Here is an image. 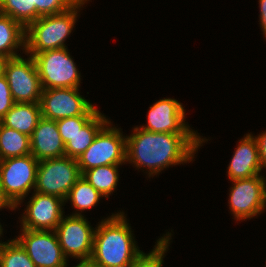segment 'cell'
Wrapping results in <instances>:
<instances>
[{
    "label": "cell",
    "instance_id": "32",
    "mask_svg": "<svg viewBox=\"0 0 266 267\" xmlns=\"http://www.w3.org/2000/svg\"><path fill=\"white\" fill-rule=\"evenodd\" d=\"M137 265H138V257L136 259H134L133 261L126 262L124 264H118V265L113 266V267H137Z\"/></svg>",
    "mask_w": 266,
    "mask_h": 267
},
{
    "label": "cell",
    "instance_id": "29",
    "mask_svg": "<svg viewBox=\"0 0 266 267\" xmlns=\"http://www.w3.org/2000/svg\"><path fill=\"white\" fill-rule=\"evenodd\" d=\"M254 137L258 143L259 157L262 168L266 169V131Z\"/></svg>",
    "mask_w": 266,
    "mask_h": 267
},
{
    "label": "cell",
    "instance_id": "14",
    "mask_svg": "<svg viewBox=\"0 0 266 267\" xmlns=\"http://www.w3.org/2000/svg\"><path fill=\"white\" fill-rule=\"evenodd\" d=\"M149 108L147 125L139 128L154 133L199 134L185 122V109L178 100L163 98Z\"/></svg>",
    "mask_w": 266,
    "mask_h": 267
},
{
    "label": "cell",
    "instance_id": "26",
    "mask_svg": "<svg viewBox=\"0 0 266 267\" xmlns=\"http://www.w3.org/2000/svg\"><path fill=\"white\" fill-rule=\"evenodd\" d=\"M79 0H30V8H36V20L41 16L58 14L73 7Z\"/></svg>",
    "mask_w": 266,
    "mask_h": 267
},
{
    "label": "cell",
    "instance_id": "19",
    "mask_svg": "<svg viewBox=\"0 0 266 267\" xmlns=\"http://www.w3.org/2000/svg\"><path fill=\"white\" fill-rule=\"evenodd\" d=\"M104 114L98 111L83 127L65 144V155L78 159L93 143L98 132L109 122Z\"/></svg>",
    "mask_w": 266,
    "mask_h": 267
},
{
    "label": "cell",
    "instance_id": "2",
    "mask_svg": "<svg viewBox=\"0 0 266 267\" xmlns=\"http://www.w3.org/2000/svg\"><path fill=\"white\" fill-rule=\"evenodd\" d=\"M123 212L99 222L95 229L91 267H113L133 261L143 251L136 245L131 226Z\"/></svg>",
    "mask_w": 266,
    "mask_h": 267
},
{
    "label": "cell",
    "instance_id": "35",
    "mask_svg": "<svg viewBox=\"0 0 266 267\" xmlns=\"http://www.w3.org/2000/svg\"><path fill=\"white\" fill-rule=\"evenodd\" d=\"M1 224V223H0ZM1 235H3V228H2V225H0V237ZM6 242H0V248L5 244Z\"/></svg>",
    "mask_w": 266,
    "mask_h": 267
},
{
    "label": "cell",
    "instance_id": "22",
    "mask_svg": "<svg viewBox=\"0 0 266 267\" xmlns=\"http://www.w3.org/2000/svg\"><path fill=\"white\" fill-rule=\"evenodd\" d=\"M101 195L83 176L71 188L66 201L71 202L73 208L82 212L93 208L99 203Z\"/></svg>",
    "mask_w": 266,
    "mask_h": 267
},
{
    "label": "cell",
    "instance_id": "17",
    "mask_svg": "<svg viewBox=\"0 0 266 267\" xmlns=\"http://www.w3.org/2000/svg\"><path fill=\"white\" fill-rule=\"evenodd\" d=\"M41 118L40 103H15L0 122L30 137Z\"/></svg>",
    "mask_w": 266,
    "mask_h": 267
},
{
    "label": "cell",
    "instance_id": "3",
    "mask_svg": "<svg viewBox=\"0 0 266 267\" xmlns=\"http://www.w3.org/2000/svg\"><path fill=\"white\" fill-rule=\"evenodd\" d=\"M89 0H79L65 12L41 16L25 28V54L34 56L48 50L66 48L81 6Z\"/></svg>",
    "mask_w": 266,
    "mask_h": 267
},
{
    "label": "cell",
    "instance_id": "11",
    "mask_svg": "<svg viewBox=\"0 0 266 267\" xmlns=\"http://www.w3.org/2000/svg\"><path fill=\"white\" fill-rule=\"evenodd\" d=\"M229 190V210L236 221L251 219L266 208V178L256 175L232 181Z\"/></svg>",
    "mask_w": 266,
    "mask_h": 267
},
{
    "label": "cell",
    "instance_id": "6",
    "mask_svg": "<svg viewBox=\"0 0 266 267\" xmlns=\"http://www.w3.org/2000/svg\"><path fill=\"white\" fill-rule=\"evenodd\" d=\"M33 58L43 89L80 87V71L67 47L37 53Z\"/></svg>",
    "mask_w": 266,
    "mask_h": 267
},
{
    "label": "cell",
    "instance_id": "20",
    "mask_svg": "<svg viewBox=\"0 0 266 267\" xmlns=\"http://www.w3.org/2000/svg\"><path fill=\"white\" fill-rule=\"evenodd\" d=\"M31 154L30 137L0 122V160Z\"/></svg>",
    "mask_w": 266,
    "mask_h": 267
},
{
    "label": "cell",
    "instance_id": "4",
    "mask_svg": "<svg viewBox=\"0 0 266 267\" xmlns=\"http://www.w3.org/2000/svg\"><path fill=\"white\" fill-rule=\"evenodd\" d=\"M82 174L77 159L68 156L39 161L36 185L33 191L66 198L81 178Z\"/></svg>",
    "mask_w": 266,
    "mask_h": 267
},
{
    "label": "cell",
    "instance_id": "33",
    "mask_svg": "<svg viewBox=\"0 0 266 267\" xmlns=\"http://www.w3.org/2000/svg\"><path fill=\"white\" fill-rule=\"evenodd\" d=\"M5 58L0 56V75L3 74V67L5 63Z\"/></svg>",
    "mask_w": 266,
    "mask_h": 267
},
{
    "label": "cell",
    "instance_id": "34",
    "mask_svg": "<svg viewBox=\"0 0 266 267\" xmlns=\"http://www.w3.org/2000/svg\"><path fill=\"white\" fill-rule=\"evenodd\" d=\"M74 267H91L88 263H78L76 266Z\"/></svg>",
    "mask_w": 266,
    "mask_h": 267
},
{
    "label": "cell",
    "instance_id": "21",
    "mask_svg": "<svg viewBox=\"0 0 266 267\" xmlns=\"http://www.w3.org/2000/svg\"><path fill=\"white\" fill-rule=\"evenodd\" d=\"M120 165H106L86 170L82 176L105 198L116 189Z\"/></svg>",
    "mask_w": 266,
    "mask_h": 267
},
{
    "label": "cell",
    "instance_id": "30",
    "mask_svg": "<svg viewBox=\"0 0 266 267\" xmlns=\"http://www.w3.org/2000/svg\"><path fill=\"white\" fill-rule=\"evenodd\" d=\"M259 8H260L259 24L263 31V35L266 39V0H259Z\"/></svg>",
    "mask_w": 266,
    "mask_h": 267
},
{
    "label": "cell",
    "instance_id": "12",
    "mask_svg": "<svg viewBox=\"0 0 266 267\" xmlns=\"http://www.w3.org/2000/svg\"><path fill=\"white\" fill-rule=\"evenodd\" d=\"M15 239L27 252L36 267H67L68 259L64 256L54 230H27Z\"/></svg>",
    "mask_w": 266,
    "mask_h": 267
},
{
    "label": "cell",
    "instance_id": "31",
    "mask_svg": "<svg viewBox=\"0 0 266 267\" xmlns=\"http://www.w3.org/2000/svg\"><path fill=\"white\" fill-rule=\"evenodd\" d=\"M9 208L10 210H15L16 205L10 200V198L6 195L3 187L0 183V209Z\"/></svg>",
    "mask_w": 266,
    "mask_h": 267
},
{
    "label": "cell",
    "instance_id": "10",
    "mask_svg": "<svg viewBox=\"0 0 266 267\" xmlns=\"http://www.w3.org/2000/svg\"><path fill=\"white\" fill-rule=\"evenodd\" d=\"M79 91L78 88L43 89L40 99L42 117L57 121L74 116H94L99 110Z\"/></svg>",
    "mask_w": 266,
    "mask_h": 267
},
{
    "label": "cell",
    "instance_id": "24",
    "mask_svg": "<svg viewBox=\"0 0 266 267\" xmlns=\"http://www.w3.org/2000/svg\"><path fill=\"white\" fill-rule=\"evenodd\" d=\"M0 267H36L25 249L14 238L0 248Z\"/></svg>",
    "mask_w": 266,
    "mask_h": 267
},
{
    "label": "cell",
    "instance_id": "9",
    "mask_svg": "<svg viewBox=\"0 0 266 267\" xmlns=\"http://www.w3.org/2000/svg\"><path fill=\"white\" fill-rule=\"evenodd\" d=\"M3 74L15 103H40L43 88L32 56L6 59Z\"/></svg>",
    "mask_w": 266,
    "mask_h": 267
},
{
    "label": "cell",
    "instance_id": "27",
    "mask_svg": "<svg viewBox=\"0 0 266 267\" xmlns=\"http://www.w3.org/2000/svg\"><path fill=\"white\" fill-rule=\"evenodd\" d=\"M93 116H74L56 121L59 134L66 144L71 140V137L92 118Z\"/></svg>",
    "mask_w": 266,
    "mask_h": 267
},
{
    "label": "cell",
    "instance_id": "7",
    "mask_svg": "<svg viewBox=\"0 0 266 267\" xmlns=\"http://www.w3.org/2000/svg\"><path fill=\"white\" fill-rule=\"evenodd\" d=\"M38 164L32 154L0 160V183L16 208L35 189Z\"/></svg>",
    "mask_w": 266,
    "mask_h": 267
},
{
    "label": "cell",
    "instance_id": "13",
    "mask_svg": "<svg viewBox=\"0 0 266 267\" xmlns=\"http://www.w3.org/2000/svg\"><path fill=\"white\" fill-rule=\"evenodd\" d=\"M65 203L57 196L34 191L20 218L21 229L55 230L63 218Z\"/></svg>",
    "mask_w": 266,
    "mask_h": 267
},
{
    "label": "cell",
    "instance_id": "5",
    "mask_svg": "<svg viewBox=\"0 0 266 267\" xmlns=\"http://www.w3.org/2000/svg\"><path fill=\"white\" fill-rule=\"evenodd\" d=\"M109 121L77 159L81 174L94 167L126 163V136Z\"/></svg>",
    "mask_w": 266,
    "mask_h": 267
},
{
    "label": "cell",
    "instance_id": "1",
    "mask_svg": "<svg viewBox=\"0 0 266 267\" xmlns=\"http://www.w3.org/2000/svg\"><path fill=\"white\" fill-rule=\"evenodd\" d=\"M133 129L126 136V163L136 169L147 168L148 177L169 166L191 162L197 149L208 141L199 134L154 133L138 126Z\"/></svg>",
    "mask_w": 266,
    "mask_h": 267
},
{
    "label": "cell",
    "instance_id": "8",
    "mask_svg": "<svg viewBox=\"0 0 266 267\" xmlns=\"http://www.w3.org/2000/svg\"><path fill=\"white\" fill-rule=\"evenodd\" d=\"M95 228L80 212L63 216L54 230L64 256L78 259L80 263H88L92 256Z\"/></svg>",
    "mask_w": 266,
    "mask_h": 267
},
{
    "label": "cell",
    "instance_id": "23",
    "mask_svg": "<svg viewBox=\"0 0 266 267\" xmlns=\"http://www.w3.org/2000/svg\"><path fill=\"white\" fill-rule=\"evenodd\" d=\"M0 13L11 17L24 28L36 21V8H30V0H0Z\"/></svg>",
    "mask_w": 266,
    "mask_h": 267
},
{
    "label": "cell",
    "instance_id": "16",
    "mask_svg": "<svg viewBox=\"0 0 266 267\" xmlns=\"http://www.w3.org/2000/svg\"><path fill=\"white\" fill-rule=\"evenodd\" d=\"M30 147L38 161L65 156V144L56 121L42 117L30 136Z\"/></svg>",
    "mask_w": 266,
    "mask_h": 267
},
{
    "label": "cell",
    "instance_id": "28",
    "mask_svg": "<svg viewBox=\"0 0 266 267\" xmlns=\"http://www.w3.org/2000/svg\"><path fill=\"white\" fill-rule=\"evenodd\" d=\"M15 101L11 95L10 87L4 74L0 75V121L12 108Z\"/></svg>",
    "mask_w": 266,
    "mask_h": 267
},
{
    "label": "cell",
    "instance_id": "18",
    "mask_svg": "<svg viewBox=\"0 0 266 267\" xmlns=\"http://www.w3.org/2000/svg\"><path fill=\"white\" fill-rule=\"evenodd\" d=\"M25 51V28L7 15L0 13V56L5 59L21 56Z\"/></svg>",
    "mask_w": 266,
    "mask_h": 267
},
{
    "label": "cell",
    "instance_id": "15",
    "mask_svg": "<svg viewBox=\"0 0 266 267\" xmlns=\"http://www.w3.org/2000/svg\"><path fill=\"white\" fill-rule=\"evenodd\" d=\"M237 146L228 166L227 176L230 181L260 175L263 168L256 138L248 133Z\"/></svg>",
    "mask_w": 266,
    "mask_h": 267
},
{
    "label": "cell",
    "instance_id": "25",
    "mask_svg": "<svg viewBox=\"0 0 266 267\" xmlns=\"http://www.w3.org/2000/svg\"><path fill=\"white\" fill-rule=\"evenodd\" d=\"M166 235V236H165ZM163 237L159 238L152 249L148 254L142 252L138 256V265L137 267H162L163 258L169 249V244L171 240V232H167Z\"/></svg>",
    "mask_w": 266,
    "mask_h": 267
}]
</instances>
